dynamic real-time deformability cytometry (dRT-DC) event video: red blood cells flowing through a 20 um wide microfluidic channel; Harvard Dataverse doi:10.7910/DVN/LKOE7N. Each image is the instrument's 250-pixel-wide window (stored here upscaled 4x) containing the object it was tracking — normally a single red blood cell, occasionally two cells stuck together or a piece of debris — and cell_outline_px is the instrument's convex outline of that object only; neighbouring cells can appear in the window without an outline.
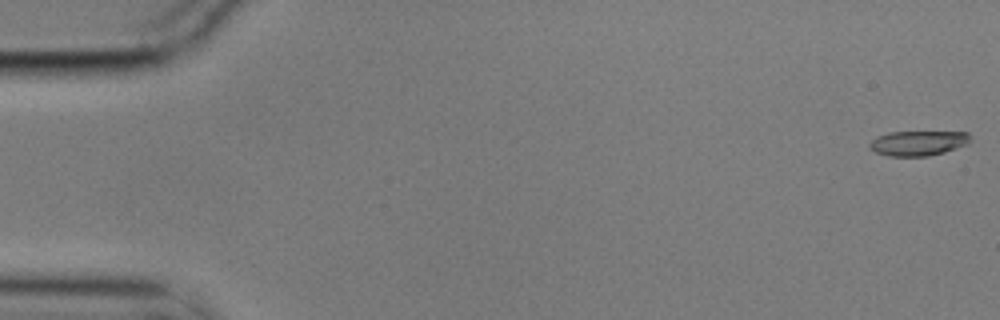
{"species": "common noctule bat (a hibernating species)", "species_latin": "Nyctalus noctula", "temperature_condition": "cold", "stored_images_in_passage": 3, "camera_frame_rate_fps": 3000, "um_per_image_px": 0.085, "animal": {"sex": "male", "body_mass_g": 17.9}, "frame": {"image": 1, "passage_image": 1, "time_ms": 0.0, "image_size_px": [1000, 320], "cell_outline_px": [[972, 136], [968, 144], [944, 152], [928, 156], [888, 156], [876, 152], [868, 148], [868, 144], [876, 136], [888, 132], [968, 132]], "centroid_in_image_um": [78.03, 12.16], "position_along_channel_um": 7.0, "area_um2": 14.74}}